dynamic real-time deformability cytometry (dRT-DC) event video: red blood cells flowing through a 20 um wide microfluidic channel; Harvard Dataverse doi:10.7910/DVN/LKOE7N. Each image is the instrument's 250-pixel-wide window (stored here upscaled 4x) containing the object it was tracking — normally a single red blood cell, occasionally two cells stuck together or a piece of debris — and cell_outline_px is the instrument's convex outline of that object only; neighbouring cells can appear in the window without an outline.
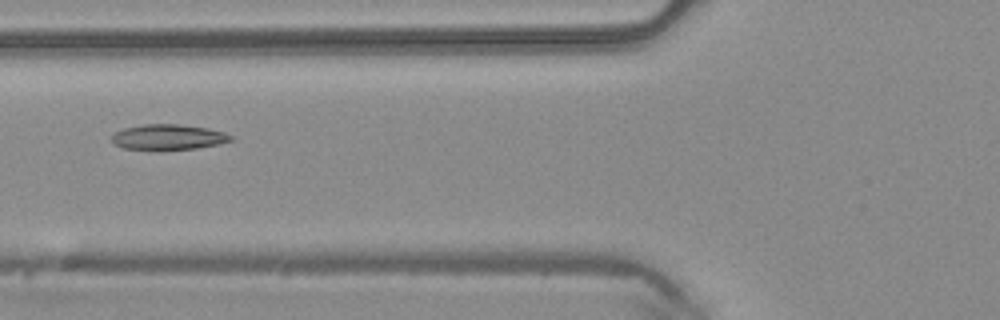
{"species": "common noctule bat (a hibernating species)", "species_latin": "Nyctalus noctula", "temperature_condition": "warm", "stored_images_in_passage": 48, "camera_frame_rate_fps": 3000, "um_per_image_px": 0.085, "animal": {"sex": "male", "body_mass_g": 20.4}, "frame": {"image": 1, "passage_image": 19, "time_ms": 6.0, "image_size_px": [1000, 320], "cell_outline_px": [[236, 140], [220, 144], [196, 148], [156, 152], [124, 148], [112, 144], [112, 136], [116, 132], [124, 128], [144, 124], [180, 124], [208, 128], [224, 132], [236, 136]], "centroid_in_image_um": [14.34, 11.68], "position_along_channel_um": 111.5, "area_um2": 18.44}}
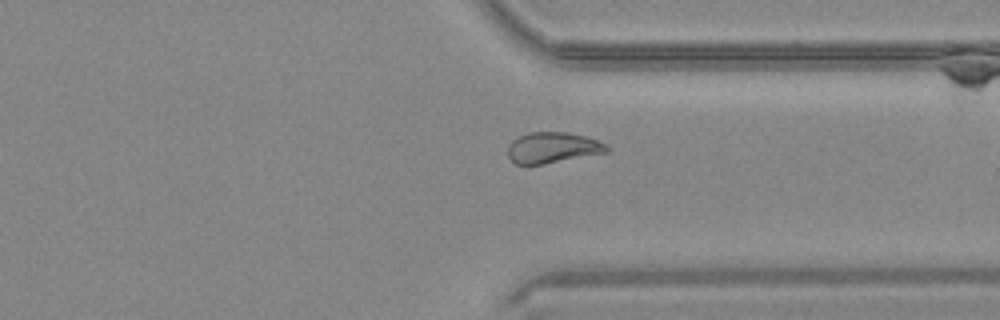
{"frame": {"image": 2, "passage_image": 37, "time_ms": 12.0, "image_size_px": [1000, 320], "cell_outline_px": [[608, 152], [544, 164], [516, 164], [508, 156], [508, 144], [512, 140], [528, 132], [568, 132], [584, 136], [596, 140], [604, 144], [608, 148]], "centroid_in_image_um": [46.94, 12.55], "position_along_channel_um": 364.5, "area_um2": 17.63}}
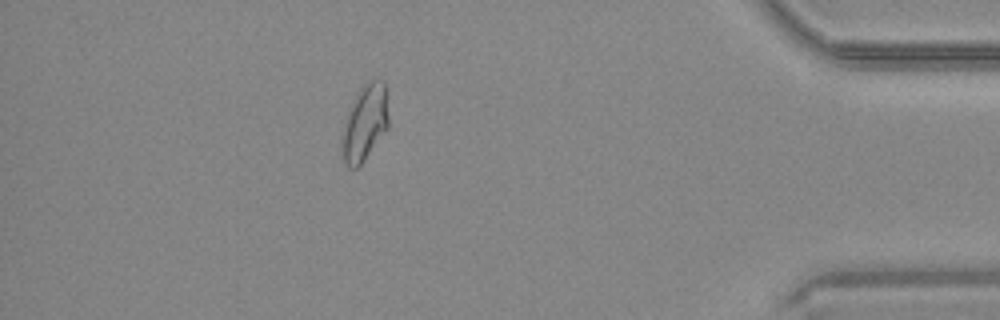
{"frame": {"image": 3, "passage_image": 43, "time_ms": 14.0, "image_size_px": [1000, 320], "cell_outline_px": [[388, 128], [364, 160], [356, 168], [348, 168], [344, 164], [340, 152], [344, 128], [348, 112], [360, 88], [368, 80], [384, 80], [388, 116]], "centroid_in_image_um": [31.0, 10.48], "position_along_channel_um": 404.2, "area_um2": 20.4}, "authors_computed_cell_mechanics": {"area_um2": 18.9006, "velocity_mm_per_s": 4.2077, "shape_relaxation_time_tau1_ms": null, "shape_relaxation_time_tau2_ms": 1.8371, "deformation_change_tau1": null, "deformation_change_tau2": 0.0744}}